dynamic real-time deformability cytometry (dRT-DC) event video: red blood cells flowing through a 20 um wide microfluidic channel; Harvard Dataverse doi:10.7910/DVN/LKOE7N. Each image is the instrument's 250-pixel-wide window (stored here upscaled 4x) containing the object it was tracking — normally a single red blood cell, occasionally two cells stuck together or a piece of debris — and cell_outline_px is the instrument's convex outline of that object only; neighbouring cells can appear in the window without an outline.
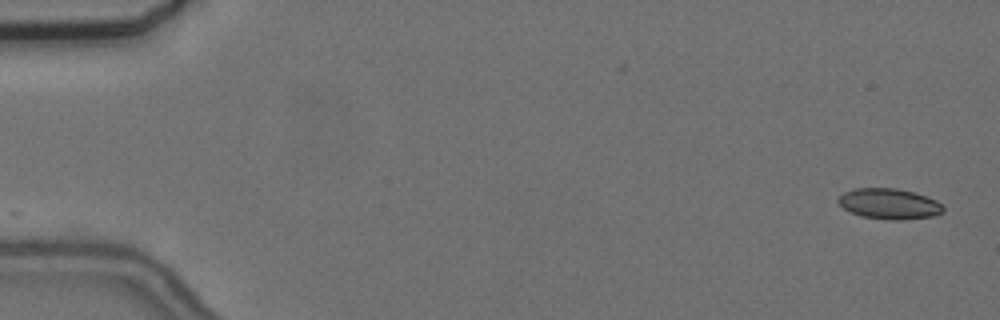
{"species": "common noctule bat (a hibernating species)", "species_latin": "Nyctalus noctula", "temperature_condition": "cold", "stored_images_in_passage": 15, "camera_frame_rate_fps": 3000, "um_per_image_px": 0.085, "animal": {"sex": "female", "body_mass_g": 24.6, "forearm_length_mm": 56.2}, "frame": {"image": 1, "passage_image": 1, "time_ms": 0.0, "image_size_px": [1000, 320], "cell_outline_px": [[944, 212], [936, 216], [900, 220], [888, 220], [860, 216], [844, 208], [836, 200], [844, 192], [856, 188], [896, 188], [912, 192], [936, 200], [944, 208]], "centroid_in_image_um": [75.59, 17.33], "position_along_channel_um": 9.4, "area_um2": 18.67}}
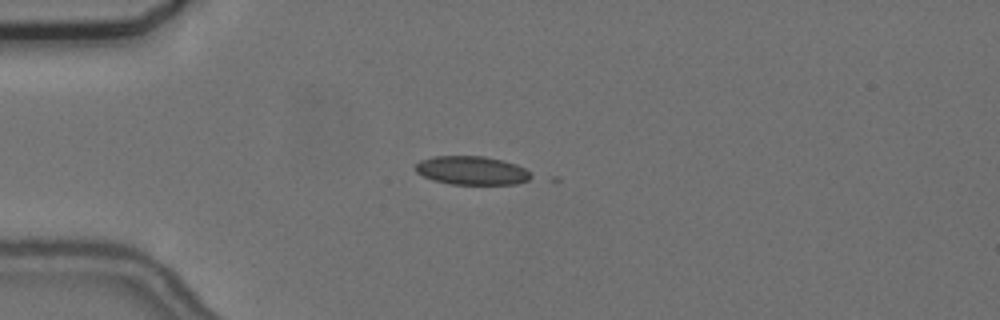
{"frame": {"image": 2, "passage_image": 14, "time_ms": 4.333, "image_size_px": [1000, 320], "cell_outline_px": [[536, 176], [528, 180], [516, 184], [452, 184], [432, 180], [416, 172], [416, 164], [420, 160], [432, 156], [484, 156], [504, 160], [516, 164], [524, 168]], "centroid_in_image_um": [40.14, 14.49], "position_along_channel_um": 44.9, "area_um2": 19.42}}